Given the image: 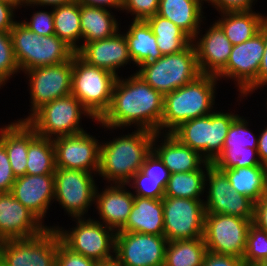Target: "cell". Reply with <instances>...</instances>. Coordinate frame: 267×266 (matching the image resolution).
Here are the masks:
<instances>
[{"mask_svg": "<svg viewBox=\"0 0 267 266\" xmlns=\"http://www.w3.org/2000/svg\"><path fill=\"white\" fill-rule=\"evenodd\" d=\"M163 111L164 96L134 73L127 79L118 76L111 105L97 123L112 130L134 124L136 129L160 133Z\"/></svg>", "mask_w": 267, "mask_h": 266, "instance_id": "6da1fadb", "label": "cell"}, {"mask_svg": "<svg viewBox=\"0 0 267 266\" xmlns=\"http://www.w3.org/2000/svg\"><path fill=\"white\" fill-rule=\"evenodd\" d=\"M153 138V132L137 129L131 134L101 143L98 174L113 184H128L152 151Z\"/></svg>", "mask_w": 267, "mask_h": 266, "instance_id": "7a4b0ae2", "label": "cell"}, {"mask_svg": "<svg viewBox=\"0 0 267 266\" xmlns=\"http://www.w3.org/2000/svg\"><path fill=\"white\" fill-rule=\"evenodd\" d=\"M217 81L219 79L214 75L201 74L192 82L166 94L160 133L164 134V129L165 133H171L183 122L212 113Z\"/></svg>", "mask_w": 267, "mask_h": 266, "instance_id": "3957f363", "label": "cell"}, {"mask_svg": "<svg viewBox=\"0 0 267 266\" xmlns=\"http://www.w3.org/2000/svg\"><path fill=\"white\" fill-rule=\"evenodd\" d=\"M10 36L18 68L23 72L66 62L76 53L58 36L38 35L22 21L15 23Z\"/></svg>", "mask_w": 267, "mask_h": 266, "instance_id": "277c9868", "label": "cell"}, {"mask_svg": "<svg viewBox=\"0 0 267 266\" xmlns=\"http://www.w3.org/2000/svg\"><path fill=\"white\" fill-rule=\"evenodd\" d=\"M118 76L85 62L77 53L73 56L71 94L99 121L108 111Z\"/></svg>", "mask_w": 267, "mask_h": 266, "instance_id": "5b68a950", "label": "cell"}, {"mask_svg": "<svg viewBox=\"0 0 267 266\" xmlns=\"http://www.w3.org/2000/svg\"><path fill=\"white\" fill-rule=\"evenodd\" d=\"M238 116L232 111L224 113L214 110L206 116L183 122L171 134L212 163L222 152L229 127Z\"/></svg>", "mask_w": 267, "mask_h": 266, "instance_id": "8992f818", "label": "cell"}, {"mask_svg": "<svg viewBox=\"0 0 267 266\" xmlns=\"http://www.w3.org/2000/svg\"><path fill=\"white\" fill-rule=\"evenodd\" d=\"M136 74L163 96L183 87L201 75L194 43L178 53L140 65Z\"/></svg>", "mask_w": 267, "mask_h": 266, "instance_id": "52a82bcc", "label": "cell"}, {"mask_svg": "<svg viewBox=\"0 0 267 266\" xmlns=\"http://www.w3.org/2000/svg\"><path fill=\"white\" fill-rule=\"evenodd\" d=\"M95 120L72 94L57 98L36 110L26 122L43 138L76 135L85 130L80 127L81 116Z\"/></svg>", "mask_w": 267, "mask_h": 266, "instance_id": "ba28073f", "label": "cell"}, {"mask_svg": "<svg viewBox=\"0 0 267 266\" xmlns=\"http://www.w3.org/2000/svg\"><path fill=\"white\" fill-rule=\"evenodd\" d=\"M76 225L71 230L59 226H50L59 234L62 243L71 251L99 263L115 259L116 232L101 221L85 217L76 218ZM61 228V229H60ZM112 252V253H111ZM113 254V255H112Z\"/></svg>", "mask_w": 267, "mask_h": 266, "instance_id": "9c48e42d", "label": "cell"}, {"mask_svg": "<svg viewBox=\"0 0 267 266\" xmlns=\"http://www.w3.org/2000/svg\"><path fill=\"white\" fill-rule=\"evenodd\" d=\"M253 219L205 213L203 239L208 252L243 259Z\"/></svg>", "mask_w": 267, "mask_h": 266, "instance_id": "30bf717a", "label": "cell"}, {"mask_svg": "<svg viewBox=\"0 0 267 266\" xmlns=\"http://www.w3.org/2000/svg\"><path fill=\"white\" fill-rule=\"evenodd\" d=\"M59 234L47 228L41 235L29 239L0 242V262L4 266H56Z\"/></svg>", "mask_w": 267, "mask_h": 266, "instance_id": "8fae6325", "label": "cell"}, {"mask_svg": "<svg viewBox=\"0 0 267 266\" xmlns=\"http://www.w3.org/2000/svg\"><path fill=\"white\" fill-rule=\"evenodd\" d=\"M163 236L170 241L203 237L204 199L163 197Z\"/></svg>", "mask_w": 267, "mask_h": 266, "instance_id": "7c38bea8", "label": "cell"}, {"mask_svg": "<svg viewBox=\"0 0 267 266\" xmlns=\"http://www.w3.org/2000/svg\"><path fill=\"white\" fill-rule=\"evenodd\" d=\"M94 173L56 167L54 173V200L72 218H83L92 203H95L96 188Z\"/></svg>", "mask_w": 267, "mask_h": 266, "instance_id": "4fadbf2b", "label": "cell"}, {"mask_svg": "<svg viewBox=\"0 0 267 266\" xmlns=\"http://www.w3.org/2000/svg\"><path fill=\"white\" fill-rule=\"evenodd\" d=\"M264 49L263 33L259 31L249 40L232 47L226 67L216 77L219 80H235L241 93L239 95L247 97L257 90V76Z\"/></svg>", "mask_w": 267, "mask_h": 266, "instance_id": "5bb4252c", "label": "cell"}, {"mask_svg": "<svg viewBox=\"0 0 267 266\" xmlns=\"http://www.w3.org/2000/svg\"><path fill=\"white\" fill-rule=\"evenodd\" d=\"M72 69L73 57L66 62L24 71L29 77L31 113L19 121H26L44 104L71 94Z\"/></svg>", "mask_w": 267, "mask_h": 266, "instance_id": "9a60e30c", "label": "cell"}, {"mask_svg": "<svg viewBox=\"0 0 267 266\" xmlns=\"http://www.w3.org/2000/svg\"><path fill=\"white\" fill-rule=\"evenodd\" d=\"M167 244L163 235L116 232L115 260L121 266H164Z\"/></svg>", "mask_w": 267, "mask_h": 266, "instance_id": "2e32d148", "label": "cell"}, {"mask_svg": "<svg viewBox=\"0 0 267 266\" xmlns=\"http://www.w3.org/2000/svg\"><path fill=\"white\" fill-rule=\"evenodd\" d=\"M206 176L205 186L208 185L209 191L204 201L205 213L254 219V202L247 196L234 191L223 171L211 165L207 169Z\"/></svg>", "mask_w": 267, "mask_h": 266, "instance_id": "e0dca14e", "label": "cell"}, {"mask_svg": "<svg viewBox=\"0 0 267 266\" xmlns=\"http://www.w3.org/2000/svg\"><path fill=\"white\" fill-rule=\"evenodd\" d=\"M52 140L56 167L98 174L101 142L94 136L84 131L76 135L55 137Z\"/></svg>", "mask_w": 267, "mask_h": 266, "instance_id": "ac0fdd59", "label": "cell"}, {"mask_svg": "<svg viewBox=\"0 0 267 266\" xmlns=\"http://www.w3.org/2000/svg\"><path fill=\"white\" fill-rule=\"evenodd\" d=\"M44 225L11 192L0 193V242L39 236L49 228Z\"/></svg>", "mask_w": 267, "mask_h": 266, "instance_id": "d6986e66", "label": "cell"}, {"mask_svg": "<svg viewBox=\"0 0 267 266\" xmlns=\"http://www.w3.org/2000/svg\"><path fill=\"white\" fill-rule=\"evenodd\" d=\"M198 37L193 39V43L200 73L217 76L226 67L233 45L216 21Z\"/></svg>", "mask_w": 267, "mask_h": 266, "instance_id": "ffe728a7", "label": "cell"}, {"mask_svg": "<svg viewBox=\"0 0 267 266\" xmlns=\"http://www.w3.org/2000/svg\"><path fill=\"white\" fill-rule=\"evenodd\" d=\"M85 62L118 75L116 70L131 63L127 40L120 31L111 37L85 43L76 52Z\"/></svg>", "mask_w": 267, "mask_h": 266, "instance_id": "44dd1931", "label": "cell"}, {"mask_svg": "<svg viewBox=\"0 0 267 266\" xmlns=\"http://www.w3.org/2000/svg\"><path fill=\"white\" fill-rule=\"evenodd\" d=\"M54 185V174H25L16 178L10 192L42 222L54 199Z\"/></svg>", "mask_w": 267, "mask_h": 266, "instance_id": "7402d4cb", "label": "cell"}, {"mask_svg": "<svg viewBox=\"0 0 267 266\" xmlns=\"http://www.w3.org/2000/svg\"><path fill=\"white\" fill-rule=\"evenodd\" d=\"M127 184H112L107 186L104 191L95 192V206L98 210L101 223L120 231L128 221L135 196L126 189ZM128 190V191H127Z\"/></svg>", "mask_w": 267, "mask_h": 266, "instance_id": "603a6c76", "label": "cell"}, {"mask_svg": "<svg viewBox=\"0 0 267 266\" xmlns=\"http://www.w3.org/2000/svg\"><path fill=\"white\" fill-rule=\"evenodd\" d=\"M159 135L161 133H154L152 150L159 156L171 174L196 171L206 162L197 151L183 145L171 133H164V139H162V143H159L161 145H158L157 142H161L157 141L158 138H161Z\"/></svg>", "mask_w": 267, "mask_h": 266, "instance_id": "cb8c5ba5", "label": "cell"}, {"mask_svg": "<svg viewBox=\"0 0 267 266\" xmlns=\"http://www.w3.org/2000/svg\"><path fill=\"white\" fill-rule=\"evenodd\" d=\"M164 219L162 199L135 196L128 221L118 232H139L163 235Z\"/></svg>", "mask_w": 267, "mask_h": 266, "instance_id": "d4e9b609", "label": "cell"}, {"mask_svg": "<svg viewBox=\"0 0 267 266\" xmlns=\"http://www.w3.org/2000/svg\"><path fill=\"white\" fill-rule=\"evenodd\" d=\"M205 0H160L158 15L172 21L192 40L198 36Z\"/></svg>", "mask_w": 267, "mask_h": 266, "instance_id": "484cf974", "label": "cell"}, {"mask_svg": "<svg viewBox=\"0 0 267 266\" xmlns=\"http://www.w3.org/2000/svg\"><path fill=\"white\" fill-rule=\"evenodd\" d=\"M124 34L130 57L136 66L148 64L162 57L151 27L145 20H133Z\"/></svg>", "mask_w": 267, "mask_h": 266, "instance_id": "4316f807", "label": "cell"}, {"mask_svg": "<svg viewBox=\"0 0 267 266\" xmlns=\"http://www.w3.org/2000/svg\"><path fill=\"white\" fill-rule=\"evenodd\" d=\"M0 142L5 146L14 176H24L27 167L28 123L18 120L1 127Z\"/></svg>", "mask_w": 267, "mask_h": 266, "instance_id": "83f0119b", "label": "cell"}, {"mask_svg": "<svg viewBox=\"0 0 267 266\" xmlns=\"http://www.w3.org/2000/svg\"><path fill=\"white\" fill-rule=\"evenodd\" d=\"M109 9L80 5L81 47L85 43L106 39L119 31V24Z\"/></svg>", "mask_w": 267, "mask_h": 266, "instance_id": "f1b7e54d", "label": "cell"}, {"mask_svg": "<svg viewBox=\"0 0 267 266\" xmlns=\"http://www.w3.org/2000/svg\"><path fill=\"white\" fill-rule=\"evenodd\" d=\"M218 170L226 174L234 191L247 196L254 203L267 194L266 166L233 167Z\"/></svg>", "mask_w": 267, "mask_h": 266, "instance_id": "f546056e", "label": "cell"}, {"mask_svg": "<svg viewBox=\"0 0 267 266\" xmlns=\"http://www.w3.org/2000/svg\"><path fill=\"white\" fill-rule=\"evenodd\" d=\"M222 18L217 24L222 28L230 43L241 44L252 38L260 31L262 23L267 16L253 11H237L221 13Z\"/></svg>", "mask_w": 267, "mask_h": 266, "instance_id": "4dcf8cb0", "label": "cell"}, {"mask_svg": "<svg viewBox=\"0 0 267 266\" xmlns=\"http://www.w3.org/2000/svg\"><path fill=\"white\" fill-rule=\"evenodd\" d=\"M26 174H54L55 149L51 138H43L28 124V152Z\"/></svg>", "mask_w": 267, "mask_h": 266, "instance_id": "1f68e13d", "label": "cell"}, {"mask_svg": "<svg viewBox=\"0 0 267 266\" xmlns=\"http://www.w3.org/2000/svg\"><path fill=\"white\" fill-rule=\"evenodd\" d=\"M145 21L153 31L162 55L178 53L193 42L177 25L158 14L147 18Z\"/></svg>", "mask_w": 267, "mask_h": 266, "instance_id": "d6a6232c", "label": "cell"}, {"mask_svg": "<svg viewBox=\"0 0 267 266\" xmlns=\"http://www.w3.org/2000/svg\"><path fill=\"white\" fill-rule=\"evenodd\" d=\"M53 16L55 35L77 52L81 48L78 41L82 40L80 4L72 1L53 7Z\"/></svg>", "mask_w": 267, "mask_h": 266, "instance_id": "836d02e7", "label": "cell"}, {"mask_svg": "<svg viewBox=\"0 0 267 266\" xmlns=\"http://www.w3.org/2000/svg\"><path fill=\"white\" fill-rule=\"evenodd\" d=\"M211 165L210 162L206 161L196 171L172 173L166 185L164 197L201 199L199 197L204 194L206 188L205 177L207 169ZM203 170H206V172Z\"/></svg>", "mask_w": 267, "mask_h": 266, "instance_id": "e575fe53", "label": "cell"}, {"mask_svg": "<svg viewBox=\"0 0 267 266\" xmlns=\"http://www.w3.org/2000/svg\"><path fill=\"white\" fill-rule=\"evenodd\" d=\"M207 248L203 237L168 242L164 266H202Z\"/></svg>", "mask_w": 267, "mask_h": 266, "instance_id": "d590c367", "label": "cell"}, {"mask_svg": "<svg viewBox=\"0 0 267 266\" xmlns=\"http://www.w3.org/2000/svg\"><path fill=\"white\" fill-rule=\"evenodd\" d=\"M217 169H230L233 167H251L262 165L257 149L251 148H222V152L211 163Z\"/></svg>", "mask_w": 267, "mask_h": 266, "instance_id": "8d00e7d4", "label": "cell"}, {"mask_svg": "<svg viewBox=\"0 0 267 266\" xmlns=\"http://www.w3.org/2000/svg\"><path fill=\"white\" fill-rule=\"evenodd\" d=\"M243 262L245 264L267 263V232L253 223L248 230Z\"/></svg>", "mask_w": 267, "mask_h": 266, "instance_id": "74e56055", "label": "cell"}, {"mask_svg": "<svg viewBox=\"0 0 267 266\" xmlns=\"http://www.w3.org/2000/svg\"><path fill=\"white\" fill-rule=\"evenodd\" d=\"M248 120L238 116L230 125L223 148L257 149L258 136L251 132Z\"/></svg>", "mask_w": 267, "mask_h": 266, "instance_id": "f35d334b", "label": "cell"}, {"mask_svg": "<svg viewBox=\"0 0 267 266\" xmlns=\"http://www.w3.org/2000/svg\"><path fill=\"white\" fill-rule=\"evenodd\" d=\"M20 73L14 55L10 32H0V87L5 86L9 78Z\"/></svg>", "mask_w": 267, "mask_h": 266, "instance_id": "ab89813d", "label": "cell"}, {"mask_svg": "<svg viewBox=\"0 0 267 266\" xmlns=\"http://www.w3.org/2000/svg\"><path fill=\"white\" fill-rule=\"evenodd\" d=\"M127 185L135 189L134 196L153 199H162L166 188L162 184V180L148 179V176L141 170L132 176Z\"/></svg>", "mask_w": 267, "mask_h": 266, "instance_id": "60d3db41", "label": "cell"}, {"mask_svg": "<svg viewBox=\"0 0 267 266\" xmlns=\"http://www.w3.org/2000/svg\"><path fill=\"white\" fill-rule=\"evenodd\" d=\"M160 0H122V9L132 13L133 20H146L158 13Z\"/></svg>", "mask_w": 267, "mask_h": 266, "instance_id": "b9f144b4", "label": "cell"}, {"mask_svg": "<svg viewBox=\"0 0 267 266\" xmlns=\"http://www.w3.org/2000/svg\"><path fill=\"white\" fill-rule=\"evenodd\" d=\"M141 171L148 176V179L162 180V184L165 187L171 175L170 171L153 150L146 156Z\"/></svg>", "mask_w": 267, "mask_h": 266, "instance_id": "7bdbcfd3", "label": "cell"}, {"mask_svg": "<svg viewBox=\"0 0 267 266\" xmlns=\"http://www.w3.org/2000/svg\"><path fill=\"white\" fill-rule=\"evenodd\" d=\"M22 23L38 35H55L53 10L51 12L36 11L33 13L30 22L22 20Z\"/></svg>", "mask_w": 267, "mask_h": 266, "instance_id": "ee69618b", "label": "cell"}, {"mask_svg": "<svg viewBox=\"0 0 267 266\" xmlns=\"http://www.w3.org/2000/svg\"><path fill=\"white\" fill-rule=\"evenodd\" d=\"M100 263L75 253L62 242L59 244L56 256V266H99Z\"/></svg>", "mask_w": 267, "mask_h": 266, "instance_id": "f6af8a7d", "label": "cell"}, {"mask_svg": "<svg viewBox=\"0 0 267 266\" xmlns=\"http://www.w3.org/2000/svg\"><path fill=\"white\" fill-rule=\"evenodd\" d=\"M15 180L5 146L0 142V193L10 192Z\"/></svg>", "mask_w": 267, "mask_h": 266, "instance_id": "bcb514c9", "label": "cell"}, {"mask_svg": "<svg viewBox=\"0 0 267 266\" xmlns=\"http://www.w3.org/2000/svg\"><path fill=\"white\" fill-rule=\"evenodd\" d=\"M211 3L219 12L252 11L256 0H205Z\"/></svg>", "mask_w": 267, "mask_h": 266, "instance_id": "7dc6e473", "label": "cell"}, {"mask_svg": "<svg viewBox=\"0 0 267 266\" xmlns=\"http://www.w3.org/2000/svg\"><path fill=\"white\" fill-rule=\"evenodd\" d=\"M243 259L231 256L206 252L202 266H243Z\"/></svg>", "mask_w": 267, "mask_h": 266, "instance_id": "c3c4849f", "label": "cell"}, {"mask_svg": "<svg viewBox=\"0 0 267 266\" xmlns=\"http://www.w3.org/2000/svg\"><path fill=\"white\" fill-rule=\"evenodd\" d=\"M17 10L13 5L0 0V32H10L17 21H14L13 13Z\"/></svg>", "mask_w": 267, "mask_h": 266, "instance_id": "681fc988", "label": "cell"}, {"mask_svg": "<svg viewBox=\"0 0 267 266\" xmlns=\"http://www.w3.org/2000/svg\"><path fill=\"white\" fill-rule=\"evenodd\" d=\"M253 224L267 232V194L254 203Z\"/></svg>", "mask_w": 267, "mask_h": 266, "instance_id": "f907efd6", "label": "cell"}, {"mask_svg": "<svg viewBox=\"0 0 267 266\" xmlns=\"http://www.w3.org/2000/svg\"><path fill=\"white\" fill-rule=\"evenodd\" d=\"M260 31L263 33V39L265 44L264 54L262 58V62L260 64V68L257 76V89L267 85V18L262 23L260 27Z\"/></svg>", "mask_w": 267, "mask_h": 266, "instance_id": "816d5d0a", "label": "cell"}, {"mask_svg": "<svg viewBox=\"0 0 267 266\" xmlns=\"http://www.w3.org/2000/svg\"><path fill=\"white\" fill-rule=\"evenodd\" d=\"M80 5L95 6L99 8H115L118 10L122 9V0H74Z\"/></svg>", "mask_w": 267, "mask_h": 266, "instance_id": "f5cc1de1", "label": "cell"}, {"mask_svg": "<svg viewBox=\"0 0 267 266\" xmlns=\"http://www.w3.org/2000/svg\"><path fill=\"white\" fill-rule=\"evenodd\" d=\"M257 151L262 165L267 167V127L258 136Z\"/></svg>", "mask_w": 267, "mask_h": 266, "instance_id": "db71d44e", "label": "cell"}, {"mask_svg": "<svg viewBox=\"0 0 267 266\" xmlns=\"http://www.w3.org/2000/svg\"><path fill=\"white\" fill-rule=\"evenodd\" d=\"M74 0H28V3L25 5L26 6H37L40 5V6H53V7H56V6H59V5H63V4H66V3H69V2H72Z\"/></svg>", "mask_w": 267, "mask_h": 266, "instance_id": "11a10c76", "label": "cell"}, {"mask_svg": "<svg viewBox=\"0 0 267 266\" xmlns=\"http://www.w3.org/2000/svg\"><path fill=\"white\" fill-rule=\"evenodd\" d=\"M2 1H5V2L13 5L16 8L22 7V6H24L25 4L28 3V0H2Z\"/></svg>", "mask_w": 267, "mask_h": 266, "instance_id": "9f6ffc18", "label": "cell"}, {"mask_svg": "<svg viewBox=\"0 0 267 266\" xmlns=\"http://www.w3.org/2000/svg\"><path fill=\"white\" fill-rule=\"evenodd\" d=\"M99 266H121L115 259L109 262L100 263Z\"/></svg>", "mask_w": 267, "mask_h": 266, "instance_id": "6f0895ef", "label": "cell"}, {"mask_svg": "<svg viewBox=\"0 0 267 266\" xmlns=\"http://www.w3.org/2000/svg\"><path fill=\"white\" fill-rule=\"evenodd\" d=\"M243 266H267L266 264H245Z\"/></svg>", "mask_w": 267, "mask_h": 266, "instance_id": "680465c9", "label": "cell"}]
</instances>
